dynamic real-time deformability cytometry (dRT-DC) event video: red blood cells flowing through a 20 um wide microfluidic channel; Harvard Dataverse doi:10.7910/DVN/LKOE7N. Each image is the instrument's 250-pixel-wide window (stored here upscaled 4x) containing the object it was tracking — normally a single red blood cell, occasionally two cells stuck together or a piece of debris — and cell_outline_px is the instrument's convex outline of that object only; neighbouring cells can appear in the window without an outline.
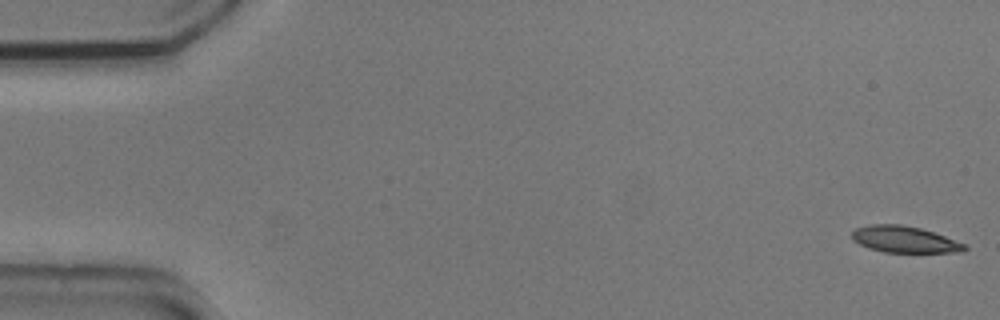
{"species": "common noctule bat (a hibernating species)", "species_latin": "Nyctalus noctula", "temperature_condition": "cold", "stored_images_in_passage": 7, "camera_frame_rate_fps": 3000, "um_per_image_px": 0.085, "animal": {"sex": "male", "body_mass_g": 20.5, "forearm_length_mm": 52.5}, "frame": {"image": 1, "passage_image": 1, "time_ms": 0.0, "image_size_px": [1000, 320], "cell_outline_px": [[968, 248], [960, 252], [884, 252], [868, 248], [852, 240], [852, 232], [856, 228], [868, 224], [900, 224], [920, 228], [944, 236], [964, 244]], "centroid_in_image_um": [76.83, 20.34], "position_along_channel_um": 8.2, "area_um2": 17.22}}